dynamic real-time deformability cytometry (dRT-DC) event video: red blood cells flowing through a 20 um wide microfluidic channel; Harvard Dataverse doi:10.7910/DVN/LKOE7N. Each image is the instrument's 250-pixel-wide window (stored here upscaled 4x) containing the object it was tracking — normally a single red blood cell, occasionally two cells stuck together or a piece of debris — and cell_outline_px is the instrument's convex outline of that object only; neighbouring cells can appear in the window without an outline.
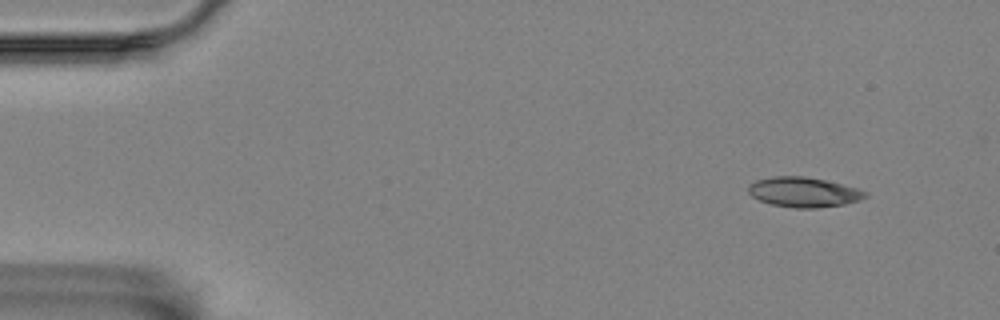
{"species": "Egyptian fruit bat (a non-hibernating species)", "species_latin": "Rousettus aegyptiacus", "temperature_condition": "room temperature", "stored_images_in_passage": 8, "camera_frame_rate_fps": 3000, "um_per_image_px": 0.085, "animal": {"sex": "female"}, "frame": {"image": 1, "passage_image": 1, "time_ms": 0.0, "image_size_px": [1000, 320], "cell_outline_px": [[868, 196], [860, 200], [844, 204], [816, 208], [796, 208], [772, 204], [760, 200], [752, 196], [748, 192], [748, 184], [756, 180], [772, 176], [804, 176], [824, 180], [856, 188], [868, 192]], "centroid_in_image_um": [68.3, 16.33], "position_along_channel_um": 16.7, "area_um2": 20.29}}
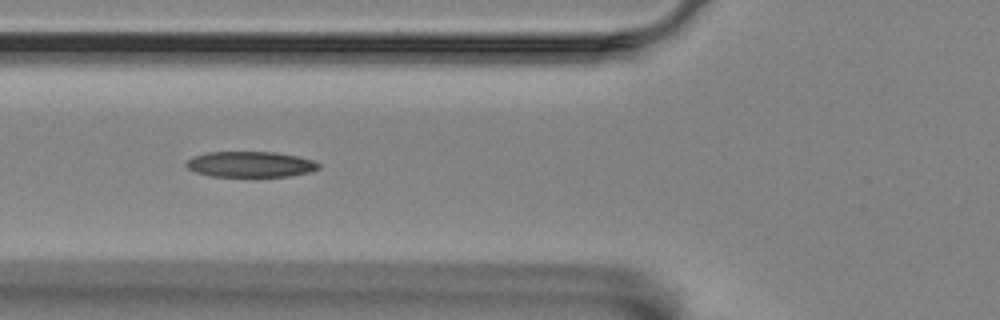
{"frame": {"image": 2, "passage_image": 5, "time_ms": 5.333, "image_size_px": [1000, 320], "cell_outline_px": [[320, 168], [308, 172], [288, 176], [208, 176], [196, 172], [188, 168], [184, 164], [192, 156], [208, 152], [276, 152], [300, 156], [312, 160], [320, 164]], "centroid_in_image_um": [21.27, 13.96], "position_along_channel_um": 104.5, "area_um2": 19.83}}
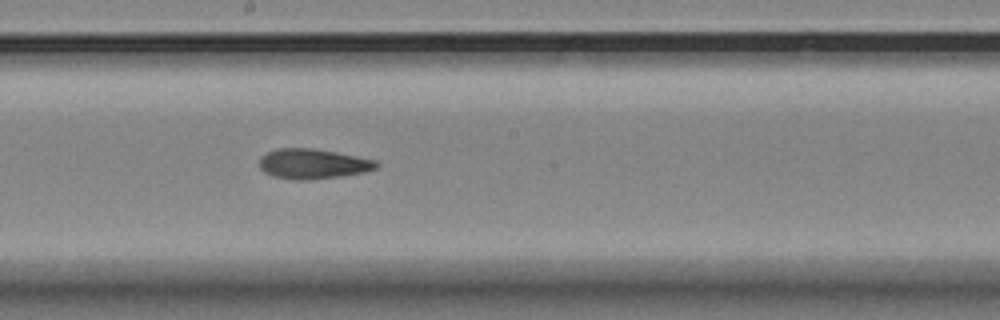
{"frame": {"image": 3, "passage_image": 8, "time_ms": 8.667, "image_size_px": [1000, 320], "cell_outline_px": [[380, 164], [376, 168], [364, 172], [340, 176], [308, 180], [292, 180], [272, 176], [264, 172], [260, 168], [260, 156], [276, 148], [312, 148], [336, 152], [376, 160]], "centroid_in_image_um": [26.57, 13.93], "position_along_channel_um": 221.6, "area_um2": 20.52}}